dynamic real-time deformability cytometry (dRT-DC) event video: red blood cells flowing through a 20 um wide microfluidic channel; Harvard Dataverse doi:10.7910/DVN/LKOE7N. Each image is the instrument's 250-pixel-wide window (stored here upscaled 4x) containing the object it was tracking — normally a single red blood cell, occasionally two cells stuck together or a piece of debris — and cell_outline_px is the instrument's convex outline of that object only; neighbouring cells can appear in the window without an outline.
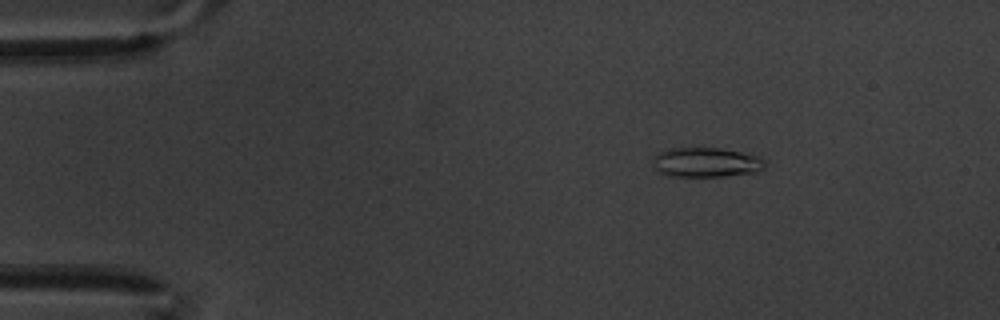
{"species": "common noctule bat (a hibernating species)", "species_latin": "Nyctalus noctula", "temperature_condition": "warm", "stored_images_in_passage": 61, "camera_frame_rate_fps": 3000, "um_per_image_px": 0.085, "animal": {"sex": "male", "body_mass_g": 20.1, "forearm_length_mm": 53.5}, "frame": {"image": 1, "passage_image": 10, "time_ms": 3.0, "image_size_px": [1000, 320], "cell_outline_px": [[768, 164], [764, 168], [756, 172], [724, 176], [668, 176], [660, 172], [656, 168], [652, 160], [660, 152], [668, 148], [720, 148], [760, 156]], "centroid_in_image_um": [60.06, 13.8], "position_along_channel_um": 24.9, "area_um2": 19.31}}
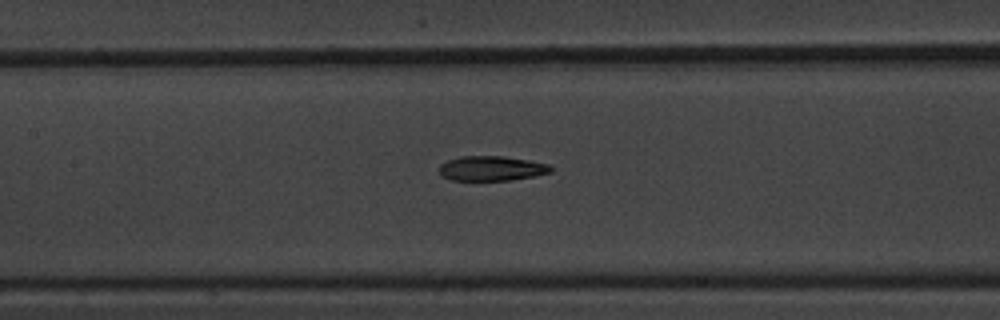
{"frame": {"image": 2, "passage_image": 29, "time_ms": 9.333, "image_size_px": [1000, 320], "cell_outline_px": [[552, 172], [536, 176], [512, 180], [452, 180], [440, 176], [440, 164], [448, 160], [460, 156], [504, 156], [528, 160], [548, 164], [552, 168]], "centroid_in_image_um": [41.78, 14.31], "position_along_channel_um": 165.6, "area_um2": 16.18}}
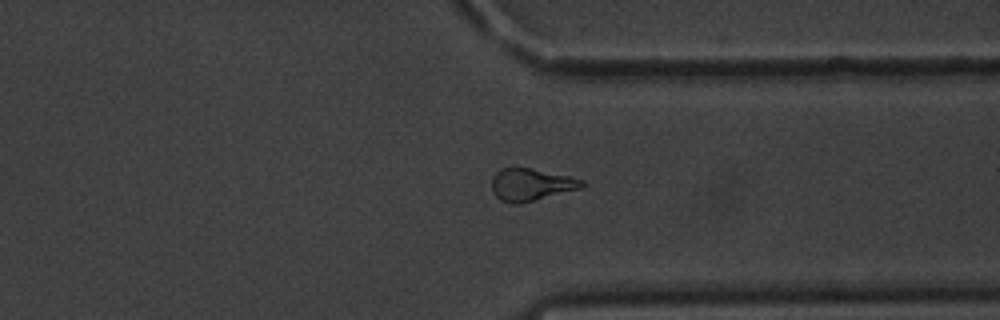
{"frame": {"image": 3, "passage_image": 47, "time_ms": 15.333, "image_size_px": [1000, 320], "cell_outline_px": [[584, 184], [580, 188], [520, 204], [512, 204], [500, 200], [492, 192], [492, 176], [500, 168], [528, 168], [568, 176], [584, 180]], "centroid_in_image_um": [45.08, 15.7], "position_along_channel_um": 366.3, "area_um2": 16.76}, "authors_computed_cell_mechanics": {"area_um2": 17.2244, "velocity_mm_per_s": 3.3525, "shape_relaxation_time_tau1_ms": 8.1949, "shape_relaxation_time_tau2_ms": 3.8209, "deformation_change_tau1": 0.1827, "deformation_change_tau2": 0.1236}}